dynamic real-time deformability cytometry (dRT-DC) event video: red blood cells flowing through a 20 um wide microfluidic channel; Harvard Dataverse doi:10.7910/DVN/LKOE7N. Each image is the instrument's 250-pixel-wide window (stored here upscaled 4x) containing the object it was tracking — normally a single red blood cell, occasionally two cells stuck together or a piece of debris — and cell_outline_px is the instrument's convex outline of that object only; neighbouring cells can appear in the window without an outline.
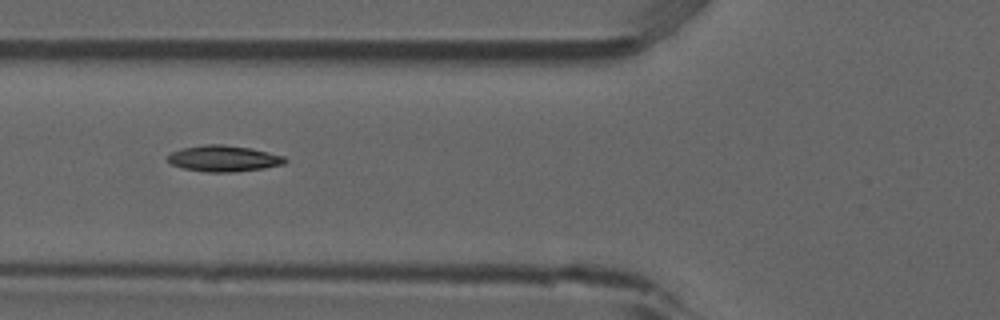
{"species": "common noctule bat (a hibernating species)", "species_latin": "Nyctalus noctula", "temperature_condition": "room temperature", "stored_images_in_passage": 7, "camera_frame_rate_fps": 3000, "um_per_image_px": 0.085, "animal": {"sex": "male", "forearm_length_mm": 52.5}, "frame": {"image": 1, "passage_image": 5, "time_ms": 1.333, "image_size_px": [1000, 320], "cell_outline_px": [[288, 160], [284, 164], [264, 168], [236, 172], [208, 172], [184, 168], [172, 164], [168, 160], [168, 156], [172, 152], [184, 148], [204, 144], [224, 144], [252, 148], [284, 156]], "centroid_in_image_um": [19.06, 13.47], "position_along_channel_um": 106.7, "area_um2": 17.8}}
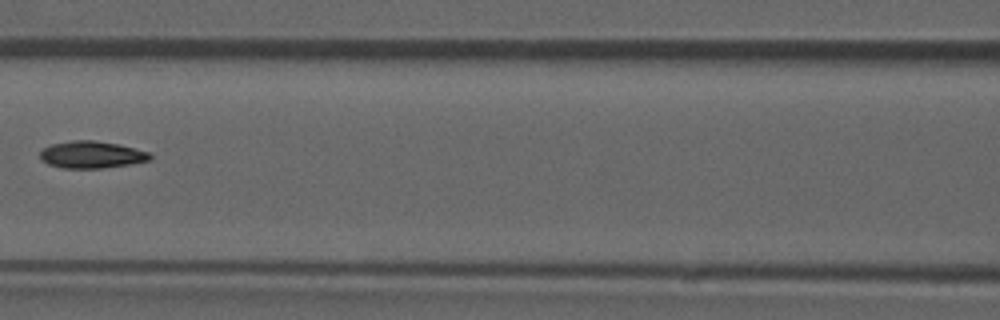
{"frame": {"image": 2, "passage_image": 6, "time_ms": 1.667, "image_size_px": [1000, 320], "cell_outline_px": [[152, 156], [148, 160], [128, 164], [104, 168], [64, 168], [48, 164], [40, 160], [40, 152], [44, 148], [52, 144], [72, 140], [92, 140], [116, 144], [148, 152]], "centroid_in_image_um": [7.72, 13.15], "position_along_channel_um": 158.9, "area_um2": 17.05}}